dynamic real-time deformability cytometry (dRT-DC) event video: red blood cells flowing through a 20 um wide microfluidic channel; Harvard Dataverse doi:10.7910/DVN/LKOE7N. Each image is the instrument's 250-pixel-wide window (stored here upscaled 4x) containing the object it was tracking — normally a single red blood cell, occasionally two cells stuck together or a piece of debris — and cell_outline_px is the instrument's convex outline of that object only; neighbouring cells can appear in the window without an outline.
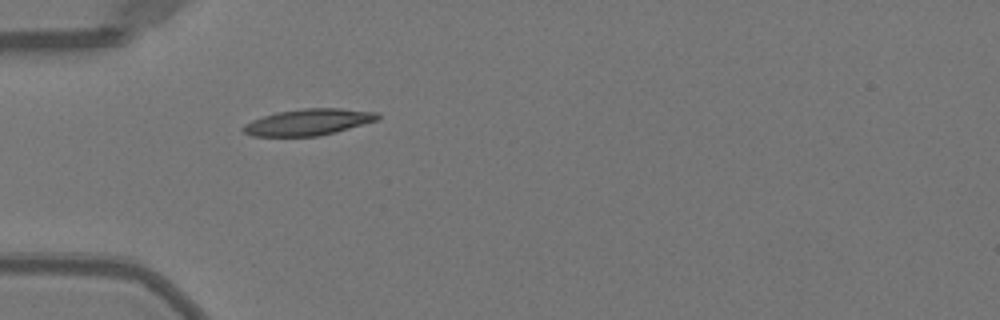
{"species": "Egyptian fruit bat (a non-hibernating species)", "species_latin": "Rousettus aegyptiacus", "temperature_condition": "warm", "stored_images_in_passage": 33, "camera_frame_rate_fps": 3000, "um_per_image_px": 0.085, "animal": {"sex": "female"}, "frame": {"image": 1, "passage_image": 1, "time_ms": 0.0, "image_size_px": [1000, 320], "cell_outline_px": [[380, 116], [376, 120], [336, 132], [316, 136], [252, 136], [244, 132], [240, 128], [244, 124], [252, 120], [276, 112], [304, 108], [340, 108], [376, 112]], "centroid_in_image_um": [26.17, 10.38], "position_along_channel_um": 58.8, "area_um2": 20.52}}
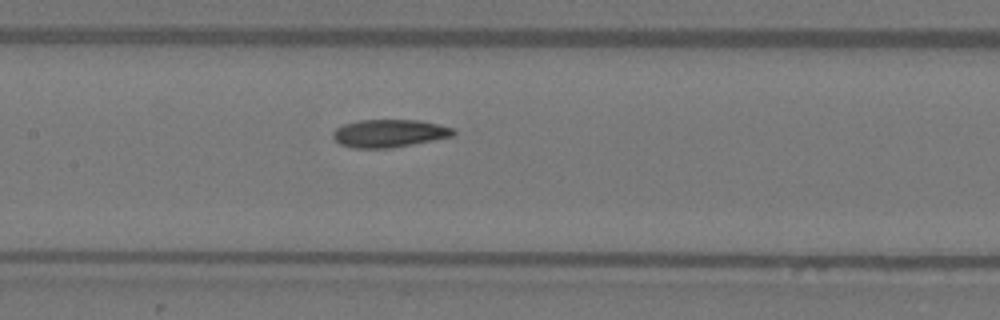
{"frame": {"image": 2, "passage_image": 10, "time_ms": 3.0, "image_size_px": [1000, 320], "cell_outline_px": [[456, 132], [452, 136], [392, 148], [352, 148], [340, 144], [332, 136], [332, 132], [336, 128], [344, 124], [360, 120], [420, 120], [456, 128]], "centroid_in_image_um": [33.09, 11.33], "position_along_channel_um": 174.3, "area_um2": 19.54}}
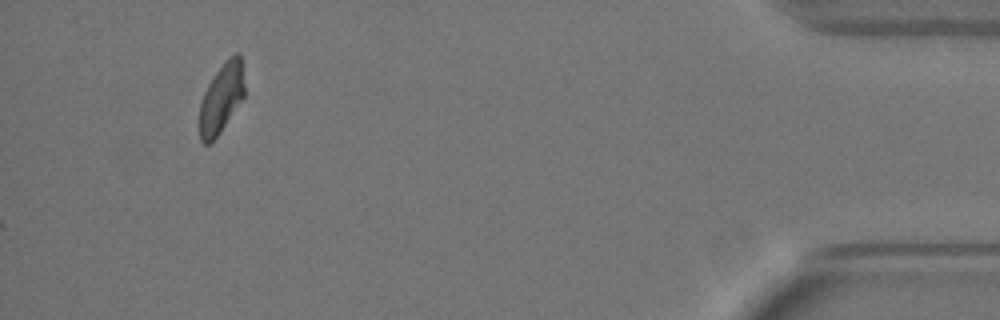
{"frame": {"image": 3, "passage_image": 33, "time_ms": 10.667, "image_size_px": [1000, 320], "cell_outline_px": [[244, 96], [220, 132], [208, 144], [204, 144], [200, 140], [200, 104], [204, 92], [208, 84], [216, 72], [228, 56], [236, 52], [240, 52], [244, 84]], "centroid_in_image_um": [18.82, 8.3], "position_along_channel_um": 416.4, "area_um2": 17.98}, "authors_computed_cell_mechanics": {"area_um2": 19.363, "velocity_mm_per_s": 4.0139, "shape_relaxation_time_tau1_ms": 9.3763, "shape_relaxation_time_tau2_ms": 1.5057, "deformation_change_tau1": 0.2195, "deformation_change_tau2": 0.0631}}